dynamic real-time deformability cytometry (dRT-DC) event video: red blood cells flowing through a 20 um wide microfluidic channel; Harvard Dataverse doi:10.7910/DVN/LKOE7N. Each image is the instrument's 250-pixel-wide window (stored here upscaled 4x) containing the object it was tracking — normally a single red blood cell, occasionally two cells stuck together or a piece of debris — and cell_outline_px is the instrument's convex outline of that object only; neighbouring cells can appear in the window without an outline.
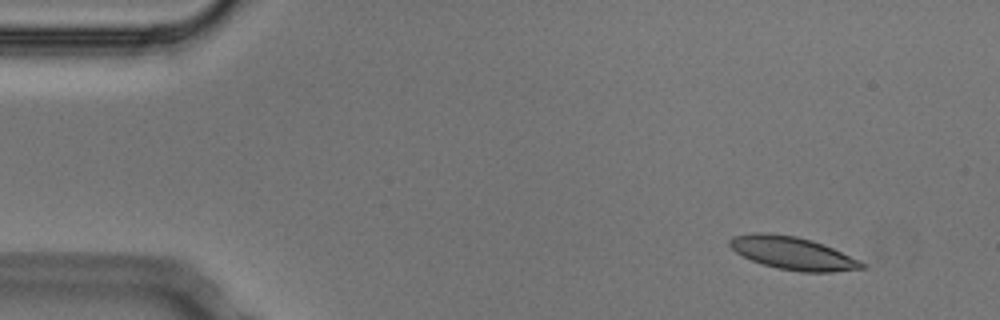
{"species": "Egyptian fruit bat (a non-hibernating species)", "species_latin": "Rousettus aegyptiacus", "temperature_condition": "cold", "stored_images_in_passage": 5, "camera_frame_rate_fps": 3000, "um_per_image_px": 0.085, "animal": {"sex": "male"}, "frame": {"image": 1, "passage_image": 1, "time_ms": 0.0, "image_size_px": [1000, 320], "cell_outline_px": [[868, 268], [832, 272], [800, 272], [776, 268], [752, 260], [736, 252], [728, 244], [728, 240], [736, 236], [756, 232], [768, 232], [796, 236], [812, 240], [832, 248], [860, 260], [868, 264]], "centroid_in_image_um": [67.42, 21.52], "position_along_channel_um": 17.6, "area_um2": 25.32}}
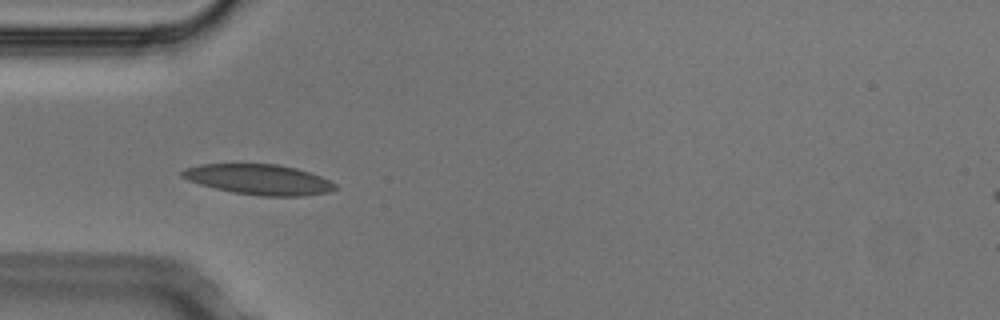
{"frame": {"image": 2, "passage_image": 4, "time_ms": 1.0, "image_size_px": [1000, 320], "cell_outline_px": [[336, 188], [328, 192], [304, 196], [260, 196], [232, 192], [200, 184], [188, 180], [180, 176], [180, 172], [184, 168], [200, 164], [276, 164], [296, 168], [320, 176], [336, 184]], "centroid_in_image_um": [21.98, 15.25], "position_along_channel_um": 63.0, "area_um2": 26.93}}
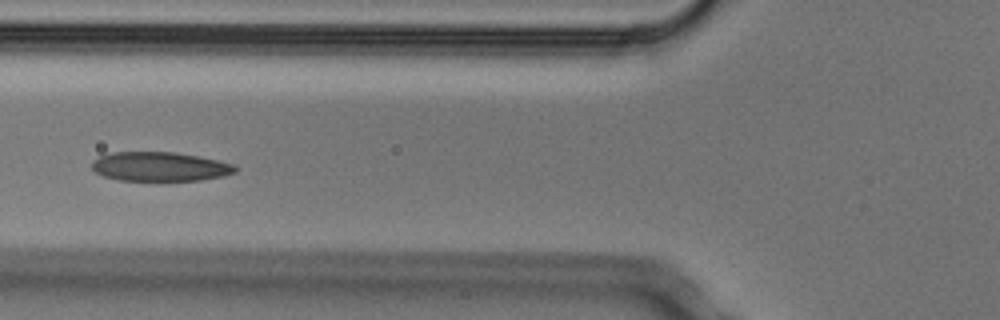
{"frame": {"image": 3, "passage_image": 5, "time_ms": 1.333, "image_size_px": [1000, 320], "cell_outline_px": [[236, 172], [224, 176], [200, 180], [120, 180], [104, 176], [96, 172], [92, 168], [92, 160], [100, 156], [112, 152], [172, 152], [196, 156], [236, 164]], "centroid_in_image_um": [13.59, 14.16], "position_along_channel_um": 112.2, "area_um2": 24.22}}